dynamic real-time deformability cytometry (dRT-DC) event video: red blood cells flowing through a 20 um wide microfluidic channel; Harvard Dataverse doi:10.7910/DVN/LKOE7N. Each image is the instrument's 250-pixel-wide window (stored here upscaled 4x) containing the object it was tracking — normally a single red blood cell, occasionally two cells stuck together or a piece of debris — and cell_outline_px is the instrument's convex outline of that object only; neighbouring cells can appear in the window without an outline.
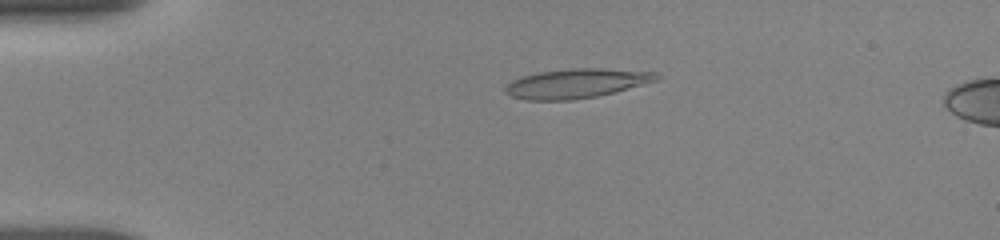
{"species": "human", "species_latin": "Homo sapiens", "temperature_condition": "room temperature", "stored_images_in_passage": 10, "segment_of_instrument_passage": [1, 2], "camera_frame_rate_fps": 3000, "um_per_image_px": 0.085, "donor": {"sex": "female"}, "frame": {"image": 1, "passage_image": 7, "time_ms": 3.667, "image_size_px": [1000, 240], "cell_outline_px": [[660, 80], [596, 96], [572, 100], [524, 100], [512, 96], [504, 92], [504, 88], [512, 80], [520, 76], [540, 72], [572, 68], [600, 68], [656, 72], [660, 76]], "centroid_in_image_um": [48.98, 7.08], "position_along_channel_um": 36.0, "area_um2": 25.84}}